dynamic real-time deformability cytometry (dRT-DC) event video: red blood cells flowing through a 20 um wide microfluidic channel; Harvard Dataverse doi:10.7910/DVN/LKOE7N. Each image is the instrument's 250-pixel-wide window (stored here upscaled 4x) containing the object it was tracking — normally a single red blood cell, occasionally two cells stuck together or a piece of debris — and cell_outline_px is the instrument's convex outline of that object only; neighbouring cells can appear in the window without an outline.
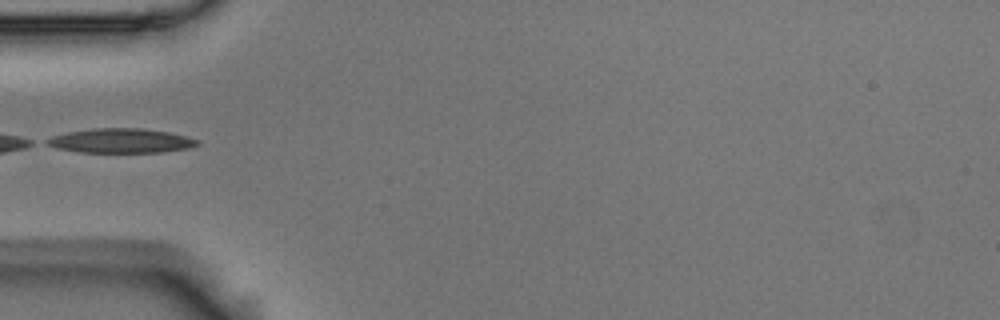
{"species": "Egyptian fruit bat (a non-hibernating species)", "species_latin": "Rousettus aegyptiacus", "temperature_condition": "room temperature", "stored_images_in_passage": 4, "camera_frame_rate_fps": 3000, "um_per_image_px": 0.085, "animal": {"sex": "male"}, "frame": {"image": 1, "passage_image": 4, "time_ms": 1.0, "image_size_px": [1000, 320], "cell_outline_px": [[200, 144], [188, 148], [164, 152], [80, 152], [56, 148], [44, 144], [44, 140], [52, 136], [68, 132], [92, 128], [140, 128], [168, 132], [188, 136], [200, 140]], "centroid_in_image_um": [10.27, 11.96], "position_along_channel_um": 74.7, "area_um2": 21.56}}